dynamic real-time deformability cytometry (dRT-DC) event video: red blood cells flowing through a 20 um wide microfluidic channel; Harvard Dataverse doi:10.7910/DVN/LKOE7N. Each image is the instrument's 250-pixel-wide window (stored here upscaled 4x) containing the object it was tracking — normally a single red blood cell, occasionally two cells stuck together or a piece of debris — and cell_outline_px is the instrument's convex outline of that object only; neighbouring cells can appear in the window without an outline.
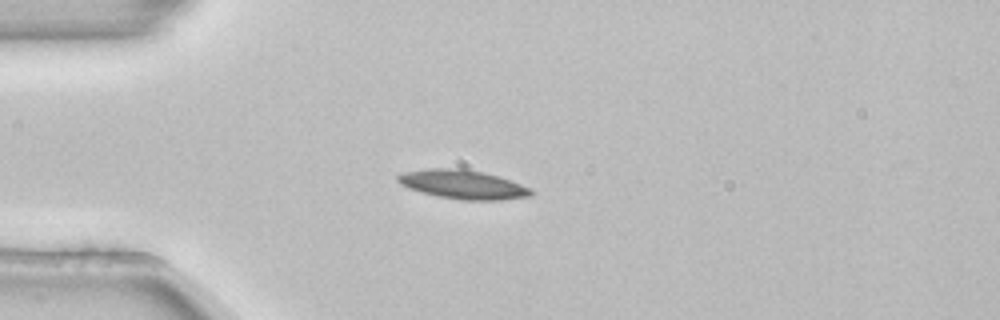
{"species": "common noctule bat (a hibernating species)", "species_latin": "Nyctalus noctula", "temperature_condition": "room temperature", "stored_images_in_passage": 4, "camera_frame_rate_fps": 3000, "um_per_image_px": 0.085, "animal": {"sex": "female", "body_mass_g": 22.7, "forearm_length_mm": 54.2}, "frame": {"image": 1, "passage_image": 4, "time_ms": 1.0, "image_size_px": [1000, 320], "cell_outline_px": [[532, 196], [500, 200], [464, 200], [436, 196], [408, 188], [400, 184], [396, 180], [396, 176], [404, 172], [428, 168], [460, 168], [484, 172], [532, 188]], "centroid_in_image_um": [39.31, 15.68], "position_along_channel_um": 45.7, "area_um2": 22.43}}